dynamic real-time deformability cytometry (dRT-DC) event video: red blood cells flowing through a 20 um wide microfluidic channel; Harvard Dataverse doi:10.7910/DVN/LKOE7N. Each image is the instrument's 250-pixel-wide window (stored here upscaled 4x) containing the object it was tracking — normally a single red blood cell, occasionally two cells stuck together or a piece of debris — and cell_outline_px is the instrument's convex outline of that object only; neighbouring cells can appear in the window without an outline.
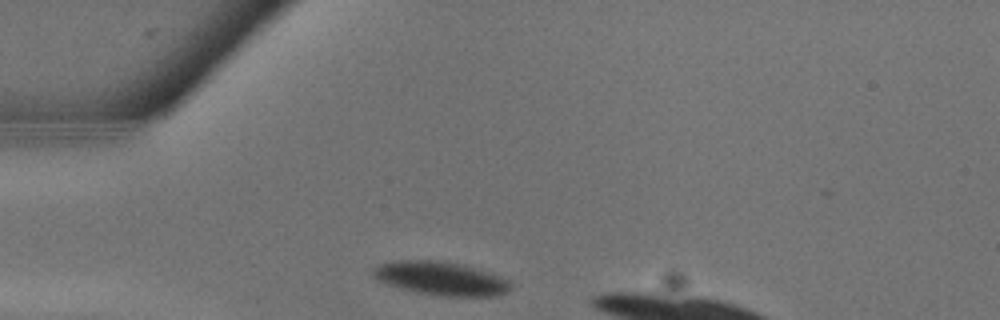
{"species": "common noctule bat (a hibernating species)", "species_latin": "Nyctalus noctula", "temperature_condition": "warm", "stored_images_in_passage": 2, "camera_frame_rate_fps": 3000, "um_per_image_px": 0.085, "animal": {"sex": "male", "body_mass_g": 13.3}, "frame": {"image": 1, "passage_image": 1, "time_ms": 0.0, "image_size_px": [1000, 320], "cell_outline_px": [[508, 288], [504, 292], [492, 296], [444, 296], [416, 292], [388, 284], [372, 276], [372, 268], [380, 264], [396, 260], [436, 260], [456, 264], [472, 268], [508, 280]], "centroid_in_image_um": [37.35, 23.66], "position_along_channel_um": 47.6, "area_um2": 25.95}}